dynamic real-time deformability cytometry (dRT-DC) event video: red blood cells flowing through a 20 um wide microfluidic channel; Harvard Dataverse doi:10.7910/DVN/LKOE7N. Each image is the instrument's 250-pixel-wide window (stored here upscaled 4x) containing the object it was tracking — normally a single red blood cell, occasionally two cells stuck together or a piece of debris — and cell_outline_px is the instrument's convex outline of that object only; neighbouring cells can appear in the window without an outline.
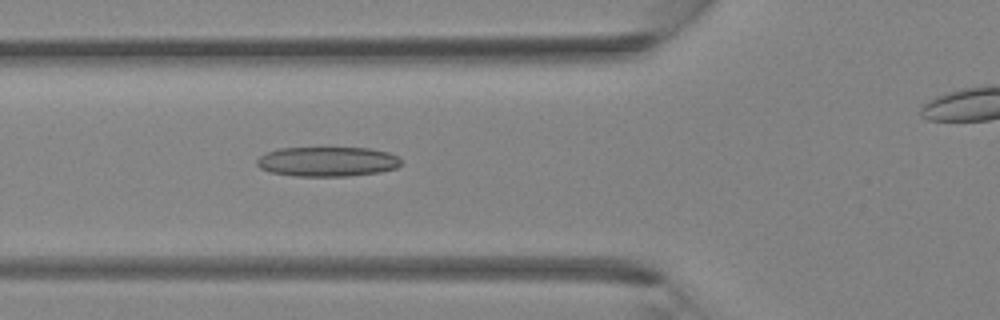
{"species": "Egyptian fruit bat (a non-hibernating species)", "species_latin": "Rousettus aegyptiacus", "temperature_condition": "room temperature", "stored_images_in_passage": 33, "camera_frame_rate_fps": 3000, "um_per_image_px": 0.085, "animal": {"sex": "female"}, "frame": {"image": 1, "passage_image": 13, "time_ms": 4.0, "image_size_px": [1000, 320], "cell_outline_px": [[400, 164], [396, 168], [380, 172], [348, 176], [296, 176], [268, 172], [260, 168], [256, 164], [256, 160], [264, 152], [280, 148], [368, 148], [388, 152], [400, 156]], "centroid_in_image_um": [27.8, 13.73], "position_along_channel_um": 98.0, "area_um2": 25.14}}
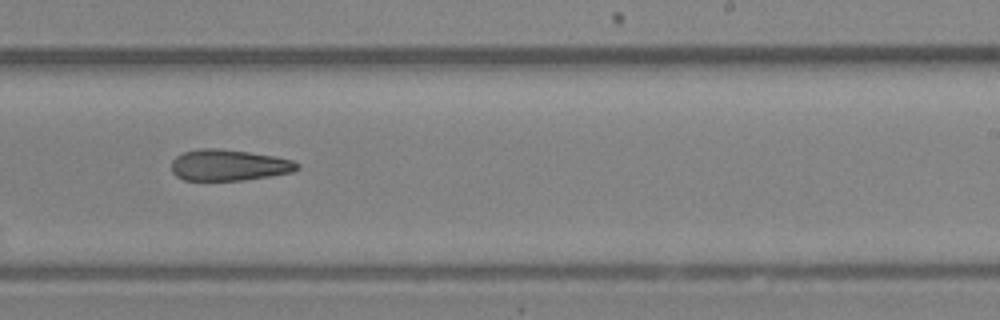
{"frame": {"image": 2, "passage_image": 23, "time_ms": 7.333, "image_size_px": [1000, 320], "cell_outline_px": [[300, 168], [292, 172], [244, 180], [184, 180], [176, 176], [172, 172], [172, 160], [176, 156], [184, 152], [200, 148], [216, 148], [248, 152], [276, 156], [292, 160], [300, 164]], "centroid_in_image_um": [19.45, 14.03], "position_along_channel_um": 269.5, "area_um2": 22.83}}
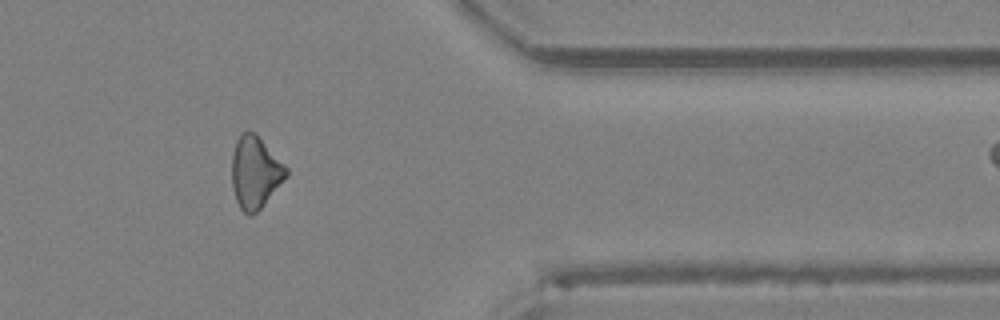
{"frame": {"image": 3, "passage_image": 31, "time_ms": 10.0, "image_size_px": [1000, 320], "cell_outline_px": [[288, 176], [264, 204], [252, 216], [248, 216], [240, 208], [236, 200], [232, 188], [232, 156], [236, 140], [240, 132], [256, 132], [288, 168]], "centroid_in_image_um": [21.69, 14.64], "position_along_channel_um": 389.7, "area_um2": 23.0}}